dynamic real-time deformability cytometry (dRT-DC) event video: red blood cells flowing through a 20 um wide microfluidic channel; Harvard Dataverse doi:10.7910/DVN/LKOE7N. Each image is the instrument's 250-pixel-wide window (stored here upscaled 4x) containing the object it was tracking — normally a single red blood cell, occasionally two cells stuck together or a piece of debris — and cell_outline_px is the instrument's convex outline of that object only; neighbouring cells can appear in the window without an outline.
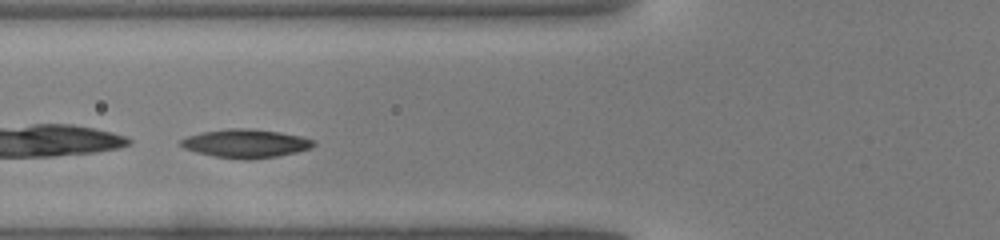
{"species": "common noctule bat (a hibernating species)", "species_latin": "Nyctalus noctula", "temperature_condition": "warm", "stored_images_in_passage": 34, "camera_frame_rate_fps": 3000, "um_per_image_px": 0.085, "animal": {"sex": "male", "body_mass_g": 19.0, "forearm_length_mm": 50.8}, "frame": {"image": 1, "passage_image": 8, "time_ms": 2.333, "image_size_px": [1000, 240], "cell_outline_px": [[316, 144], [312, 148], [296, 152], [276, 156], [248, 160], [236, 160], [212, 156], [196, 152], [184, 148], [180, 144], [180, 140], [188, 136], [204, 132], [228, 128], [244, 128], [280, 132], [300, 136], [316, 140]], "centroid_in_image_um": [20.9, 12.21], "position_along_channel_um": 104.9, "area_um2": 22.14}}
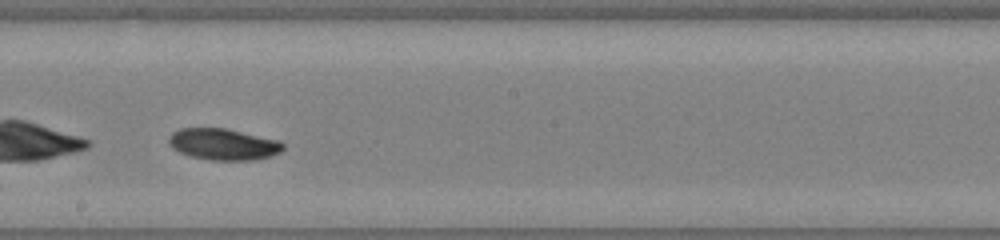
{"frame": {"image": 2, "passage_image": 16, "time_ms": 5.0, "image_size_px": [1000, 240], "cell_outline_px": [[284, 148], [280, 152], [272, 156], [256, 160], [212, 160], [192, 156], [180, 152], [172, 148], [168, 144], [168, 136], [172, 132], [180, 128], [224, 128], [280, 140], [284, 144]], "centroid_in_image_um": [18.99, 12.26], "position_along_channel_um": 229.2, "area_um2": 21.04}}
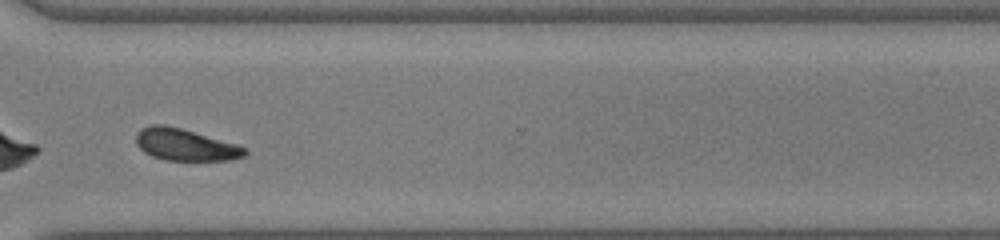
{"frame": {"image": 3, "passage_image": 24, "time_ms": 7.667, "image_size_px": [1000, 240], "cell_outline_px": [[248, 152], [244, 156], [228, 160], [164, 160], [152, 156], [144, 152], [136, 144], [136, 132], [140, 128], [152, 124], [164, 124], [180, 128], [236, 144], [248, 148]], "centroid_in_image_um": [15.71, 12.3], "position_along_channel_um": 354.9, "area_um2": 20.17}}